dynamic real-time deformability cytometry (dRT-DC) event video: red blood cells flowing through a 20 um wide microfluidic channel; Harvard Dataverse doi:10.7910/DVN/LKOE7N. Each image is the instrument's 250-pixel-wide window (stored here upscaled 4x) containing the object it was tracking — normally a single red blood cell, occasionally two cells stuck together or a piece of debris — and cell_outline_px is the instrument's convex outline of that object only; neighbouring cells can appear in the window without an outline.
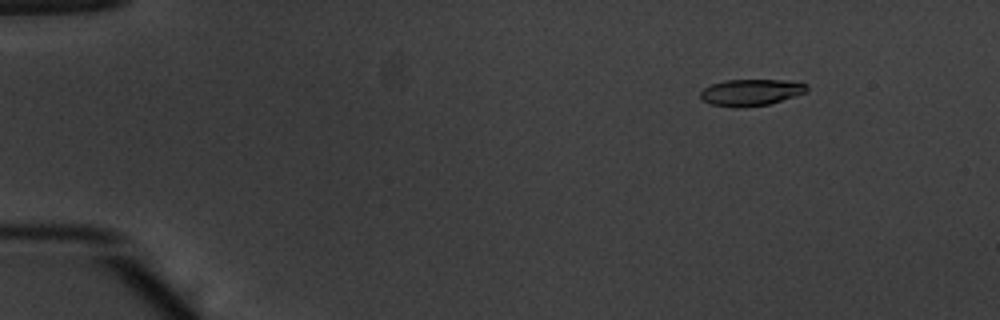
{"species": "common noctule bat (a hibernating species)", "species_latin": "Nyctalus noctula", "temperature_condition": "warm", "stored_images_in_passage": 54, "camera_frame_rate_fps": 3000, "um_per_image_px": 0.085, "animal": {"sex": "male", "body_mass_g": 20.1, "forearm_length_mm": 53.5}, "frame": {"image": 1, "passage_image": 8, "time_ms": 2.333, "image_size_px": [1000, 320], "cell_outline_px": [[808, 92], [768, 104], [712, 104], [700, 100], [700, 92], [704, 88], [712, 84], [724, 80], [800, 80], [808, 84]], "centroid_in_image_um": [63.93, 7.78], "position_along_channel_um": 21.1, "area_um2": 15.9}}
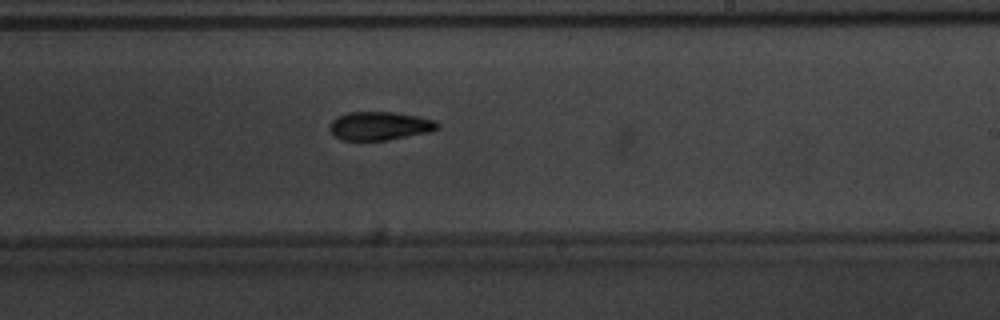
{"frame": {"image": 2, "passage_image": 34, "time_ms": 11.0, "image_size_px": [1000, 320], "cell_outline_px": [[440, 128], [432, 132], [388, 140], [340, 140], [332, 136], [328, 128], [332, 120], [336, 116], [348, 112], [392, 112], [416, 116], [436, 120], [440, 124]], "centroid_in_image_um": [32.27, 10.71], "position_along_channel_um": 256.7, "area_um2": 18.26}}
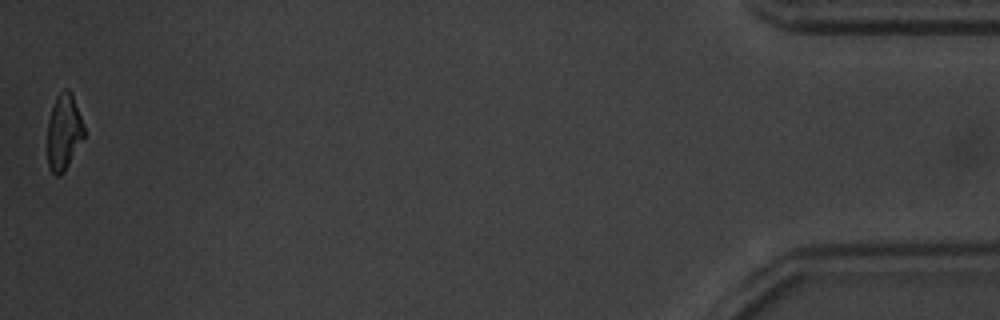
{"frame": {"image": 3, "passage_image": 54, "time_ms": 17.667, "image_size_px": [1000, 320], "cell_outline_px": [[84, 136], [64, 172], [60, 176], [56, 176], [48, 168], [48, 120], [56, 96], [64, 88], [68, 88], [72, 92], [84, 124]], "centroid_in_image_um": [5.42, 11.2], "position_along_channel_um": 429.8, "area_um2": 16.24}, "authors_computed_cell_mechanics": {"area_um2": 17.5712, "velocity_mm_per_s": 3.8784, "shape_relaxation_time_tau1_ms": 2.7495, "shape_relaxation_time_tau2_ms": 5.906, "deformation_change_tau1": 0.1828, "deformation_change_tau2": 0.1495}}